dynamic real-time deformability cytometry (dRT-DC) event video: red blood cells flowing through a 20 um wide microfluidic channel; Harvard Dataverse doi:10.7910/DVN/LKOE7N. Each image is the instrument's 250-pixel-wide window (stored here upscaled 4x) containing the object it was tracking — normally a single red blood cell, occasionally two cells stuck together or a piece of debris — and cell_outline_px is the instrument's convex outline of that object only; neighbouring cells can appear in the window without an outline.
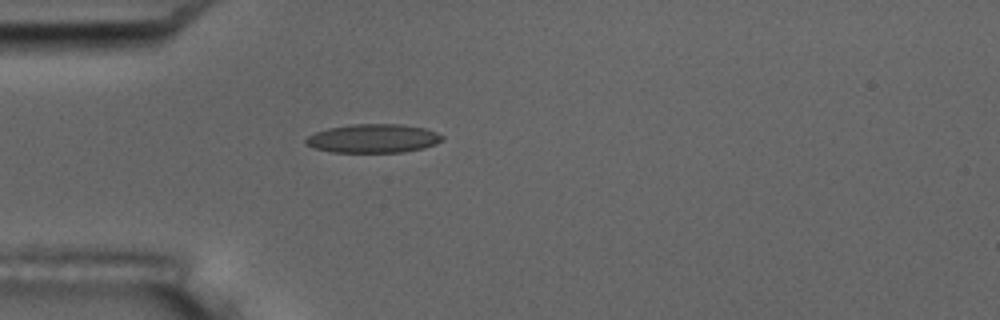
{"species": "common noctule bat (a hibernating species)", "species_latin": "Nyctalus noctula", "temperature_condition": "room temperature", "stored_images_in_passage": 1, "camera_frame_rate_fps": 3000, "um_per_image_px": 0.085, "animal": {"sex": "male", "body_mass_g": 17.5, "forearm_length_mm": 52.3}, "frame": {"image": 1, "passage_image": 1, "time_ms": 0.0, "image_size_px": [1000, 320], "cell_outline_px": [[444, 140], [436, 144], [424, 148], [404, 152], [332, 152], [316, 148], [304, 144], [304, 140], [308, 136], [316, 132], [328, 128], [352, 124], [400, 124], [424, 128], [436, 132], [444, 136]], "centroid_in_image_um": [31.74, 11.77], "position_along_channel_um": 53.3, "area_um2": 22.89}}